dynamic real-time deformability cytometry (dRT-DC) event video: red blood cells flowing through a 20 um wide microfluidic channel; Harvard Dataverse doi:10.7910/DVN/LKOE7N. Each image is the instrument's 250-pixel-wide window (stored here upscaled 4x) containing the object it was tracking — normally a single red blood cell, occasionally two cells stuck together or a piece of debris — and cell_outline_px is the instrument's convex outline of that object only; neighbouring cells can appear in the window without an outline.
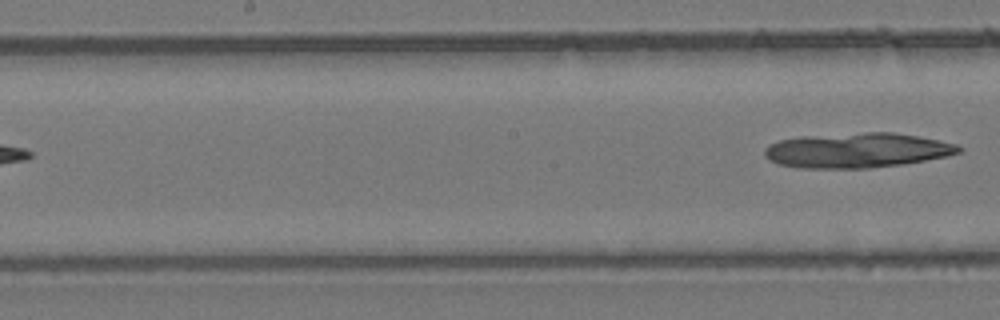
{"species": "common noctule bat (a hibernating species)", "species_latin": "Nyctalus noctula", "temperature_condition": "room temperature", "stored_images_in_passage": 6, "segment_of_instrument_passage": [2, 2], "camera_frame_rate_fps": 3000, "um_per_image_px": 0.085, "animal": {"sex": "female", "body_mass_g": 24.6, "forearm_length_mm": 56.2}, "frame": {"image": 1, "passage_image": 6, "time_ms": 1.667, "image_size_px": [1000, 320], "cell_outline_px": [[964, 148], [960, 152], [948, 156], [904, 164], [868, 168], [800, 168], [776, 164], [764, 156], [764, 148], [768, 144], [780, 140], [800, 136], [864, 132], [892, 132], [916, 136], [956, 144]], "centroid_in_image_um": [72.81, 12.78], "position_along_channel_um": 175.4, "area_um2": 39.65}}